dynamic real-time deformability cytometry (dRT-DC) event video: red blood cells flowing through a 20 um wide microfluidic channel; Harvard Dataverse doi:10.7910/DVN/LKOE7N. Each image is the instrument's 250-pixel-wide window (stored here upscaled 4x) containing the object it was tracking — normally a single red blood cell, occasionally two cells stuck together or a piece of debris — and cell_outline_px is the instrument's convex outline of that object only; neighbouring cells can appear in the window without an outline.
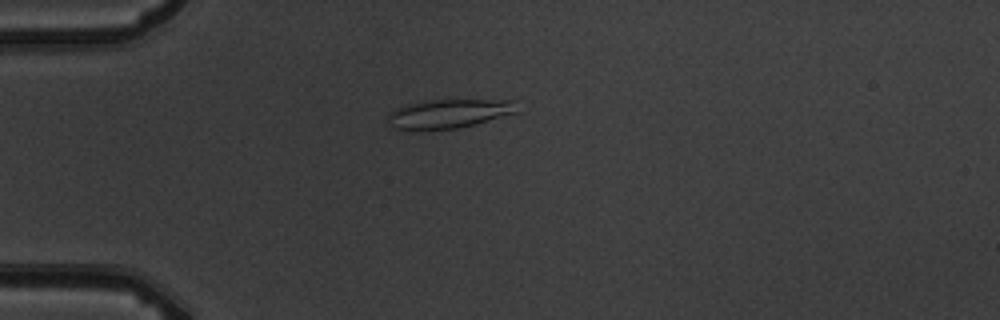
{"species": "common noctule bat (a hibernating species)", "species_latin": "Nyctalus noctula", "temperature_condition": "warm", "stored_images_in_passage": 4, "camera_frame_rate_fps": 3000, "um_per_image_px": 0.085, "animal": {"sex": "male", "body_mass_g": 19.5, "forearm_length_mm": 54.6}, "frame": {"image": 1, "passage_image": 2, "time_ms": 2.0, "image_size_px": [1000, 320], "cell_outline_px": [[520, 112], [456, 128], [392, 128], [388, 120], [388, 116], [396, 108], [408, 104], [424, 100], [516, 100]], "centroid_in_image_um": [38.23, 9.62], "position_along_channel_um": 46.8, "area_um2": 21.27}}
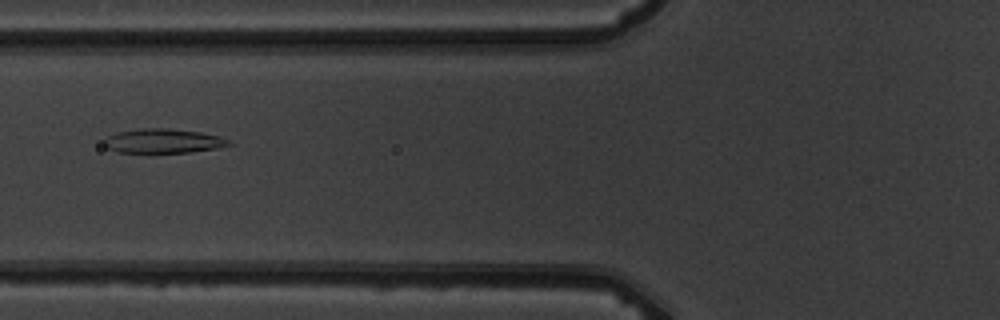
{"frame": {"image": 2, "passage_image": 4, "time_ms": 4.333, "image_size_px": [1000, 320], "cell_outline_px": [[236, 144], [216, 148], [188, 152], [120, 152], [108, 148], [104, 144], [104, 140], [108, 136], [120, 132], [140, 128], [168, 128], [200, 132], [220, 136]], "centroid_in_image_um": [13.92, 11.97], "position_along_channel_um": 111.9, "area_um2": 17.46}}